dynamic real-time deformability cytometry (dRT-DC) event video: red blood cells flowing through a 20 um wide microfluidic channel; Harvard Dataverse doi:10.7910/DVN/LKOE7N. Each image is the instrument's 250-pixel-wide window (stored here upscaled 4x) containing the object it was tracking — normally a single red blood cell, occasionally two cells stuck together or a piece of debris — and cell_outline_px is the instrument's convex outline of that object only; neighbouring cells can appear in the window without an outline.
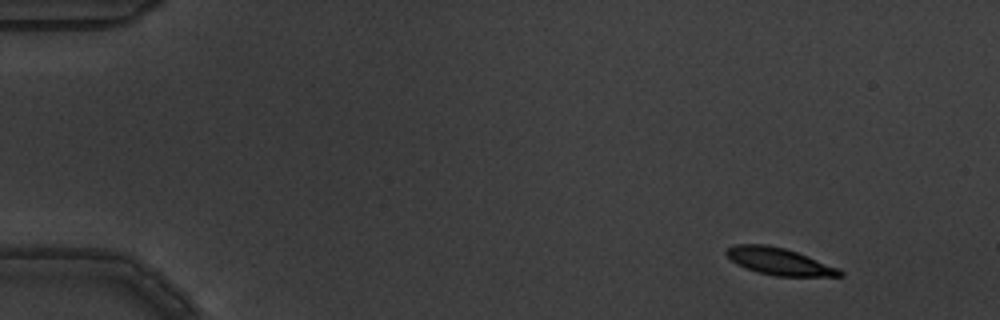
{"species": "common noctule bat (a hibernating species)", "species_latin": "Nyctalus noctula", "temperature_condition": "warm", "stored_images_in_passage": 5, "camera_frame_rate_fps": 3000, "um_per_image_px": 0.085, "animal": {"sex": "male", "body_mass_g": 19.5, "forearm_length_mm": 54.6}, "frame": {"image": 1, "passage_image": 1, "time_ms": 0.0, "image_size_px": [1000, 320], "cell_outline_px": [[844, 276], [776, 276], [760, 272], [736, 264], [724, 252], [732, 244], [764, 244], [784, 248], [796, 252], [840, 268], [844, 272]], "centroid_in_image_um": [66.25, 22.21], "position_along_channel_um": 18.8, "area_um2": 17.69}}